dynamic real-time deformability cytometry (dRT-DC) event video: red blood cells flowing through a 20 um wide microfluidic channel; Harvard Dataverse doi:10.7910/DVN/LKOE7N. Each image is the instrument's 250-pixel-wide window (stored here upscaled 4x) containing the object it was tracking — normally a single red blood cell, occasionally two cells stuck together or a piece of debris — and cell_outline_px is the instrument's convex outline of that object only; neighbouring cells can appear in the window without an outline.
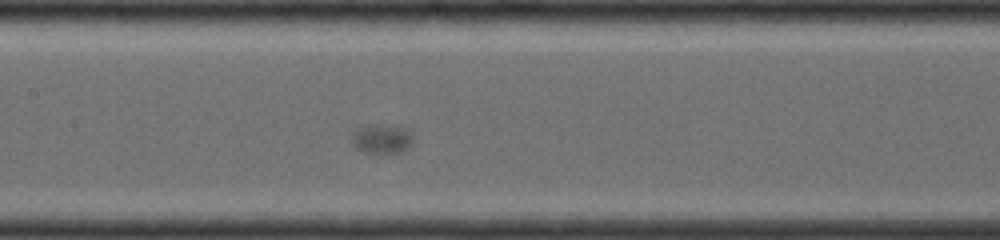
{"species": "common noctule bat (a hibernating species)", "species_latin": "Nyctalus noctula", "temperature_condition": "room temperature", "stored_images_in_passage": 67, "camera_frame_rate_fps": 4000, "um_per_image_px": 0.085, "animal": {"sex": "female", "body_mass_g": 19.0, "forearm_length_mm": 56.7}, "frame": {"image": 1, "passage_image": 29, "time_ms": 7.0, "image_size_px": [1000, 240], "cell_outline_px": [[412, 144], [404, 152], [364, 152], [356, 148], [352, 144], [352, 132], [372, 124], [404, 124], [412, 132]], "centroid_in_image_um": [32.54, 11.76], "position_along_channel_um": 174.9, "area_um2": 10.81}}